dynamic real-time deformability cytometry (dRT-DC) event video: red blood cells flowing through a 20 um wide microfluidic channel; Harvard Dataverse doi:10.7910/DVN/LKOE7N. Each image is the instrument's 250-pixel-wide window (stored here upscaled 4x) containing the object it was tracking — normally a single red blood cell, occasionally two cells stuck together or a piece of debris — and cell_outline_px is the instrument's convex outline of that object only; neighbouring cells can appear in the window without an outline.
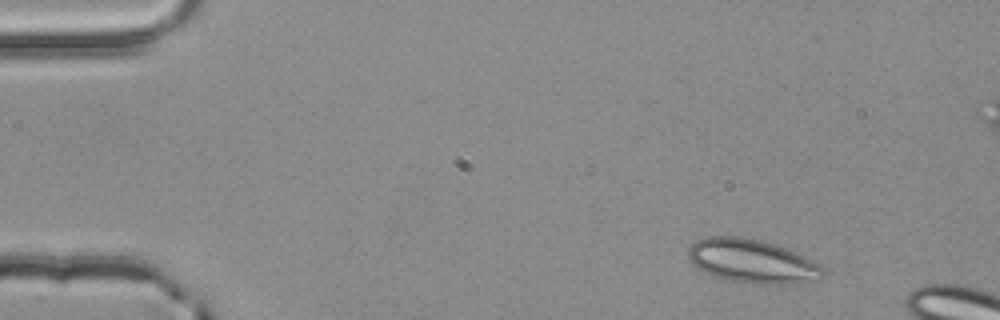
{"species": "common noctule bat (a hibernating species)", "species_latin": "Nyctalus noctula", "temperature_condition": "room temperature", "stored_images_in_passage": 3, "camera_frame_rate_fps": 3000, "um_per_image_px": 0.085, "animal": {"sex": "male", "body_mass_g": 20.4}, "frame": {"image": 1, "passage_image": 1, "time_ms": 0.0, "image_size_px": [1000, 320], "cell_outline_px": [[824, 276], [812, 280], [796, 284], [752, 284], [724, 280], [696, 268], [692, 264], [688, 256], [688, 248], [696, 240], [708, 236], [740, 236], [760, 240], [796, 252], [820, 264], [824, 268]], "centroid_in_image_um": [63.91, 22.21], "position_along_channel_um": 21.1, "area_um2": 34.56}}